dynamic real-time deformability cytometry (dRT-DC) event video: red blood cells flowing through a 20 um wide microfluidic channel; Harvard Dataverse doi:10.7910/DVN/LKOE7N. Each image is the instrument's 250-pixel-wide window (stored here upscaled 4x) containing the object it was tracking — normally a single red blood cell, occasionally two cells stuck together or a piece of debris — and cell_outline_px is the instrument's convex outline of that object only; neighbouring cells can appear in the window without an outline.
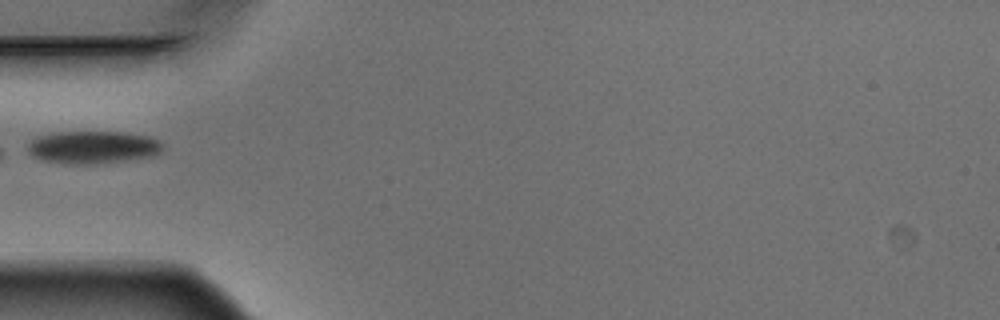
{"species": "Egyptian fruit bat (a non-hibernating species)", "species_latin": "Rousettus aegyptiacus", "temperature_condition": "warm", "stored_images_in_passage": 5, "camera_frame_rate_fps": 3000, "um_per_image_px": 0.085, "animal": {"sex": "male"}, "frame": {"image": 1, "passage_image": 5, "time_ms": 1.333, "image_size_px": [1000, 320], "cell_outline_px": [[160, 152], [156, 156], [124, 160], [84, 164], [72, 164], [44, 160], [32, 156], [28, 152], [28, 144], [32, 140], [40, 136], [60, 132], [120, 132], [148, 136], [156, 140], [160, 144]], "centroid_in_image_um": [7.87, 12.51], "position_along_channel_um": 77.1, "area_um2": 25.09}}